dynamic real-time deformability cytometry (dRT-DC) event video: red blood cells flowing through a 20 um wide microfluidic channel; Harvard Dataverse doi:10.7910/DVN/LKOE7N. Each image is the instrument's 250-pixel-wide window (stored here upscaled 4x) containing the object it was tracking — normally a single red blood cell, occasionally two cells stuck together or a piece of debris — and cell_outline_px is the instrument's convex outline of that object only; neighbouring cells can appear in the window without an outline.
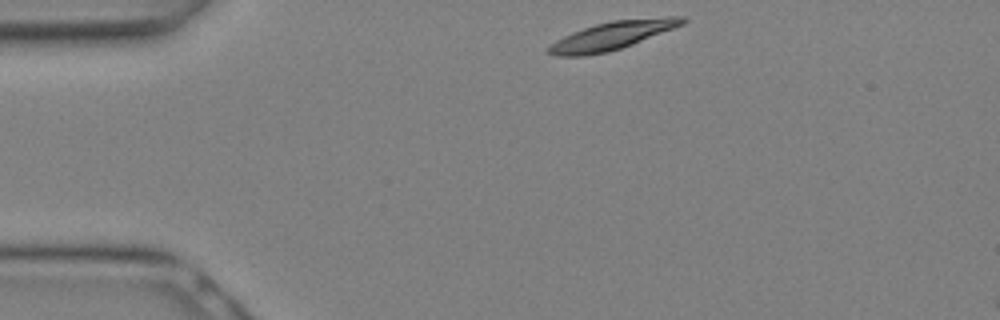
{"species": "Egyptian fruit bat (a non-hibernating species)", "species_latin": "Rousettus aegyptiacus", "temperature_condition": "warm", "stored_images_in_passage": 16, "camera_frame_rate_fps": 3000, "um_per_image_px": 0.085, "animal": {"sex": "female"}, "frame": {"image": 1, "passage_image": 1, "time_ms": 0.0, "image_size_px": [1000, 320], "cell_outline_px": [[688, 20], [684, 24], [632, 44], [608, 52], [584, 56], [556, 56], [544, 52], [544, 48], [556, 40], [572, 32], [596, 24], [612, 20], [668, 16], [684, 16]], "centroid_in_image_um": [52.0, 3.03], "position_along_channel_um": 33.0, "area_um2": 22.08}}
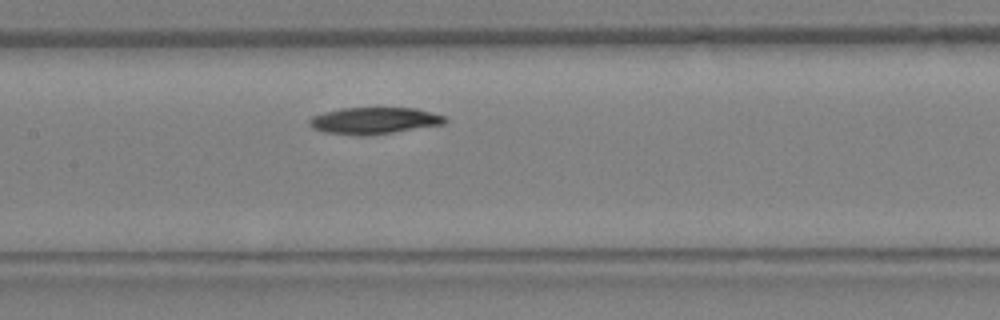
{"frame": {"image": 2, "passage_image": 9, "time_ms": 2.667, "image_size_px": [1000, 320], "cell_outline_px": [[448, 120], [444, 124], [368, 136], [360, 136], [324, 132], [312, 128], [308, 124], [308, 120], [312, 116], [324, 112], [344, 108], [416, 108], [444, 116]], "centroid_in_image_um": [31.77, 10.26], "position_along_channel_um": 175.6, "area_um2": 21.1}}
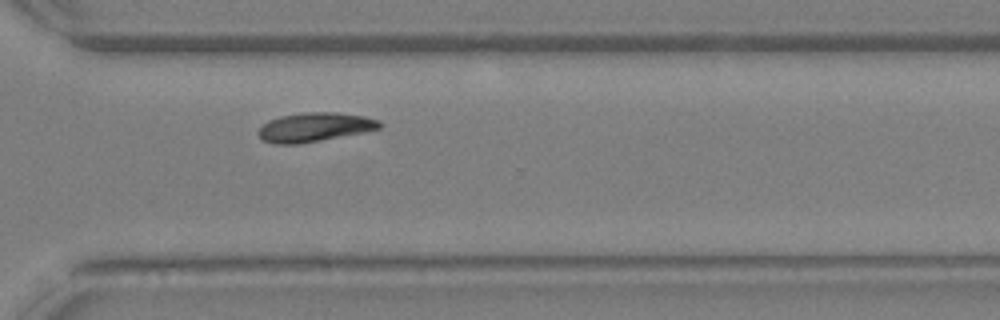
{"frame": {"image": 3, "passage_image": 16, "time_ms": 5.0, "image_size_px": [1000, 320], "cell_outline_px": [[380, 128], [364, 132], [320, 140], [296, 144], [272, 144], [264, 140], [256, 132], [268, 120], [280, 116], [304, 112], [336, 112], [364, 116], [380, 120]], "centroid_in_image_um": [26.72, 10.8], "position_along_channel_um": 343.9, "area_um2": 20.4}}